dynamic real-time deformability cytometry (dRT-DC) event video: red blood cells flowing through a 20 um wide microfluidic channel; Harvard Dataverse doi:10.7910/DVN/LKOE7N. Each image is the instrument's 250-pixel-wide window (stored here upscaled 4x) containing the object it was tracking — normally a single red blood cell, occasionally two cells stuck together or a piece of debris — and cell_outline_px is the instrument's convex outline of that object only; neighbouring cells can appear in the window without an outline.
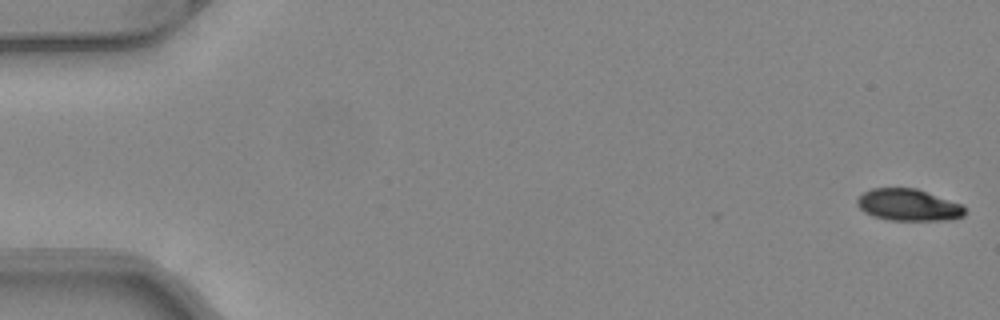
{"species": "common noctule bat (a hibernating species)", "species_latin": "Nyctalus noctula", "temperature_condition": "warm", "stored_images_in_passage": 5, "camera_frame_rate_fps": 3000, "um_per_image_px": 0.085, "animal": {"sex": "female", "body_mass_g": 24.6, "forearm_length_mm": 56.2}, "frame": {"image": 1, "passage_image": 1, "time_ms": 0.0, "image_size_px": [1000, 320], "cell_outline_px": [[964, 216], [948, 220], [888, 220], [872, 216], [864, 212], [856, 204], [856, 200], [864, 192], [872, 188], [916, 188], [960, 204], [964, 208]], "centroid_in_image_um": [77.17, 17.42], "position_along_channel_um": 7.8, "area_um2": 19.83}}